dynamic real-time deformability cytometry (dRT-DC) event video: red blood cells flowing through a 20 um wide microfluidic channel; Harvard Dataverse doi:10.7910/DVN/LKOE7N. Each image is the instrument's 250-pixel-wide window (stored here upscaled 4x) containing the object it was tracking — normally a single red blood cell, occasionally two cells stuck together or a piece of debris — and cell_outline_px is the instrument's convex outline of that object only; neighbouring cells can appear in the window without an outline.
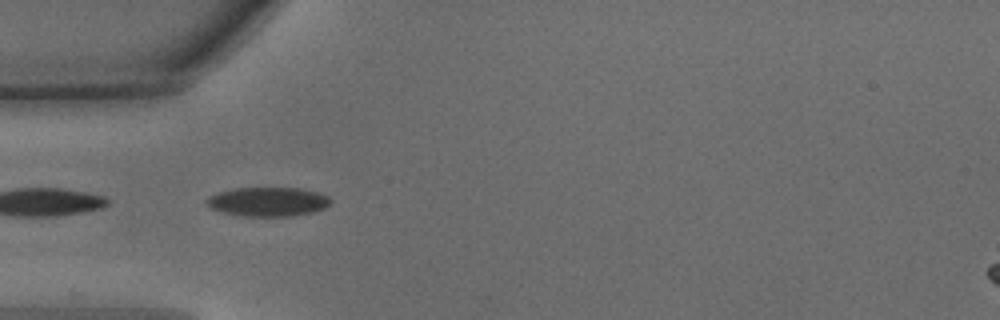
{"species": "common noctule bat (a hibernating species)", "species_latin": "Nyctalus noctula", "temperature_condition": "warm", "stored_images_in_passage": 10, "camera_frame_rate_fps": 3000, "um_per_image_px": 0.085, "animal": {"sex": "male", "body_mass_g": 15.6}, "frame": {"image": 1, "passage_image": 5, "time_ms": 1.333, "image_size_px": [1000, 320], "cell_outline_px": [[332, 200], [324, 208], [312, 212], [288, 216], [244, 216], [224, 212], [212, 208], [204, 200], [208, 196], [220, 192], [236, 188], [300, 188], [320, 192], [328, 196]], "centroid_in_image_um": [22.8, 17.13], "position_along_channel_um": 62.2, "area_um2": 20.87}}